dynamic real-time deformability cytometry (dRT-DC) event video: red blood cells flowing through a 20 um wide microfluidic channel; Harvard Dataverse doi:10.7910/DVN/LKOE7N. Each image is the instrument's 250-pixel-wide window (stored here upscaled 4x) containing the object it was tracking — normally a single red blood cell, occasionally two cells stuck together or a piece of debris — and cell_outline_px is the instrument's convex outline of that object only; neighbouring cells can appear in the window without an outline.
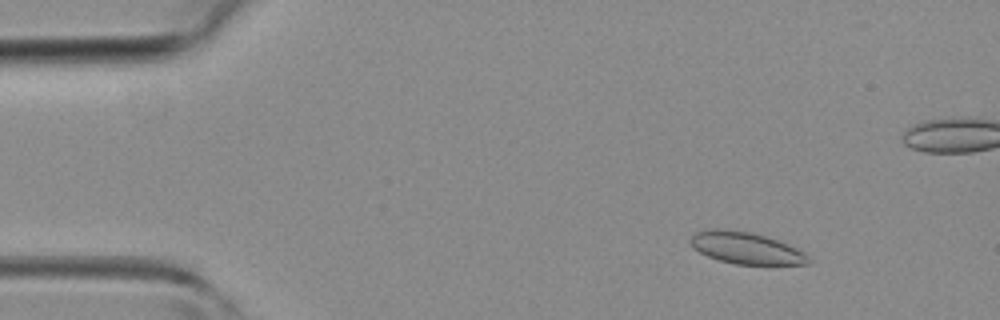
{"species": "common noctule bat (a hibernating species)", "species_latin": "Nyctalus noctula", "temperature_condition": "room temperature", "stored_images_in_passage": 9, "camera_frame_rate_fps": 3000, "um_per_image_px": 0.085, "animal": {"sex": "female", "body_mass_g": 19.3, "forearm_length_mm": 54.1}, "frame": {"image": 1, "passage_image": 5, "time_ms": 1.333, "image_size_px": [1000, 320], "cell_outline_px": [[812, 260], [808, 264], [736, 264], [720, 260], [708, 256], [692, 248], [688, 240], [696, 232], [712, 228], [716, 228], [752, 232], [788, 244], [804, 252]], "centroid_in_image_um": [63.39, 21.07], "position_along_channel_um": 21.6, "area_um2": 21.73}}